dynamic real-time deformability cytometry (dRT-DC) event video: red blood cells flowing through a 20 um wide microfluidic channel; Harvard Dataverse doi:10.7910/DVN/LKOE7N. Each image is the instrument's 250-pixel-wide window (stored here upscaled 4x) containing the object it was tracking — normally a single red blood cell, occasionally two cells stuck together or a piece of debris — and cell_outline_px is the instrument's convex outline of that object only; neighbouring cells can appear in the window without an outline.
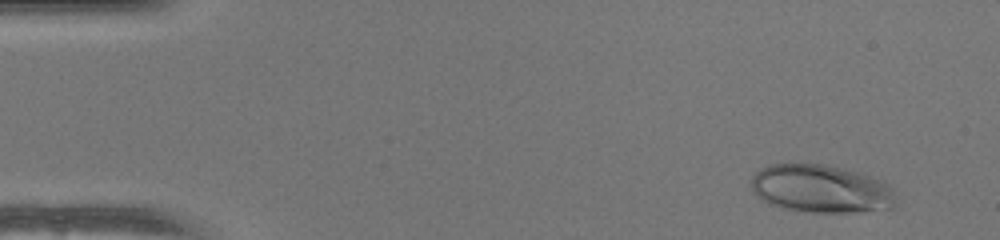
{"species": "human", "species_latin": "Homo sapiens", "temperature_condition": "warm", "stored_images_in_passage": 52, "camera_frame_rate_fps": 3000, "um_per_image_px": 0.085, "donor": {"sex": "female"}, "frame": {"image": 1, "passage_image": 4, "time_ms": 1.0, "image_size_px": [1000, 240], "cell_outline_px": [[896, 204], [892, 208], [852, 212], [812, 212], [784, 208], [772, 204], [756, 196], [752, 192], [752, 176], [760, 168], [768, 164], [792, 160], [824, 164], [860, 172], [872, 176], [888, 184], [892, 188], [896, 196]], "centroid_in_image_um": [69.76, 15.99], "position_along_channel_um": 15.2, "area_um2": 41.38}}
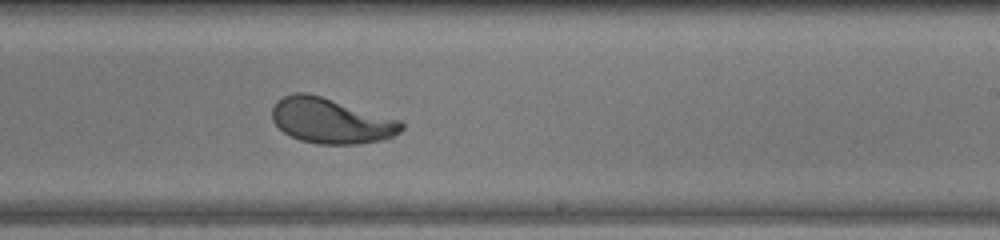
{"frame": {"image": 2, "passage_image": 31, "time_ms": 10.0, "image_size_px": [1000, 240], "cell_outline_px": [[404, 128], [400, 132], [388, 140], [356, 144], [316, 144], [300, 140], [284, 132], [272, 120], [272, 108], [276, 100], [284, 96], [296, 92], [308, 92], [400, 120], [404, 124]], "centroid_in_image_um": [28.15, 10.27], "position_along_channel_um": 260.8, "area_um2": 34.28}}
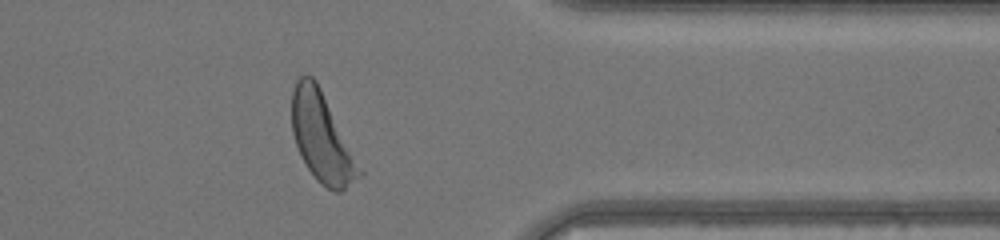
{"frame": {"image": 3, "passage_image": 41, "time_ms": 13.333, "image_size_px": [1000, 240], "cell_outline_px": [[364, 172], [360, 176], [340, 192], [336, 192], [320, 184], [316, 180], [300, 156], [292, 132], [292, 88], [296, 80], [300, 76], [312, 76], [316, 80], [364, 168]], "centroid_in_image_um": [27.39, 11.7], "position_along_channel_um": 384.0, "area_um2": 35.37}, "authors_computed_cell_mechanics": {"area_um2": 36.4718, "velocity_mm_per_s": 4.0766, "shape_relaxation_time_tau1_ms": 3.5555, "shape_relaxation_time_tau2_ms": null, "deformation_change_tau1": 0.1872, "deformation_change_tau2": null}}